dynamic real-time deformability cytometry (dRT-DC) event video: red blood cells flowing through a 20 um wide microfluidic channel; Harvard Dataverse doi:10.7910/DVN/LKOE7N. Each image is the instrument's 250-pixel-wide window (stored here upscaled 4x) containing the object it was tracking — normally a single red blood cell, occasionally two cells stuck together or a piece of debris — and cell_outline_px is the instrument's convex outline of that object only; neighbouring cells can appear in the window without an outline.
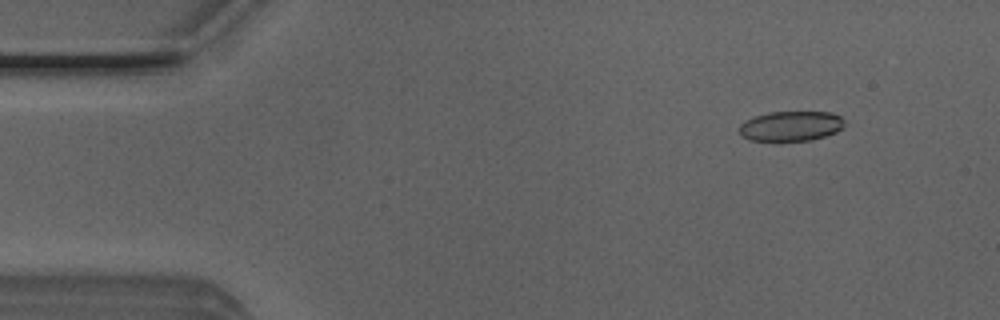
{"species": "Egyptian fruit bat (a non-hibernating species)", "species_latin": "Rousettus aegyptiacus", "temperature_condition": "room temperature", "stored_images_in_passage": 51, "camera_frame_rate_fps": 3000, "um_per_image_px": 0.085, "animal": {"sex": "male"}, "frame": {"image": 1, "passage_image": 6, "time_ms": 1.667, "image_size_px": [1000, 320], "cell_outline_px": [[844, 124], [836, 132], [812, 140], [776, 144], [748, 140], [740, 132], [740, 124], [756, 116], [768, 112], [832, 112], [840, 116], [844, 120]], "centroid_in_image_um": [67.2, 10.77], "position_along_channel_um": 17.8, "area_um2": 18.96}}
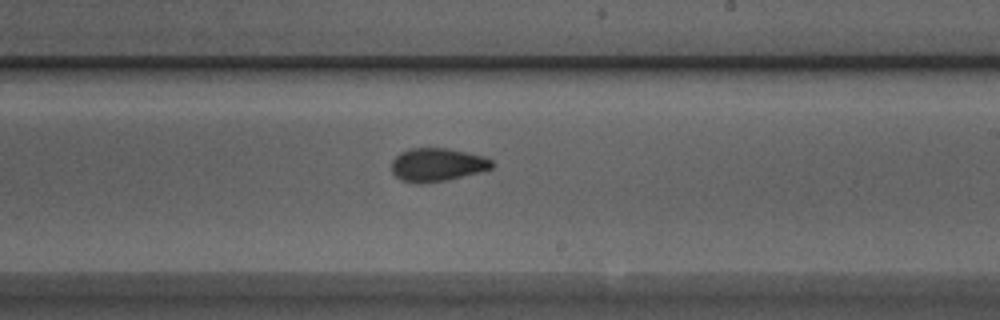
{"frame": {"image": 2, "passage_image": 30, "time_ms": 9.667, "image_size_px": [1000, 320], "cell_outline_px": [[496, 164], [492, 168], [444, 180], [420, 184], [416, 184], [400, 180], [392, 172], [392, 160], [400, 152], [412, 148], [448, 148], [484, 156], [492, 160]], "centroid_in_image_um": [37.14, 13.99], "position_along_channel_um": 251.9, "area_um2": 19.36}}
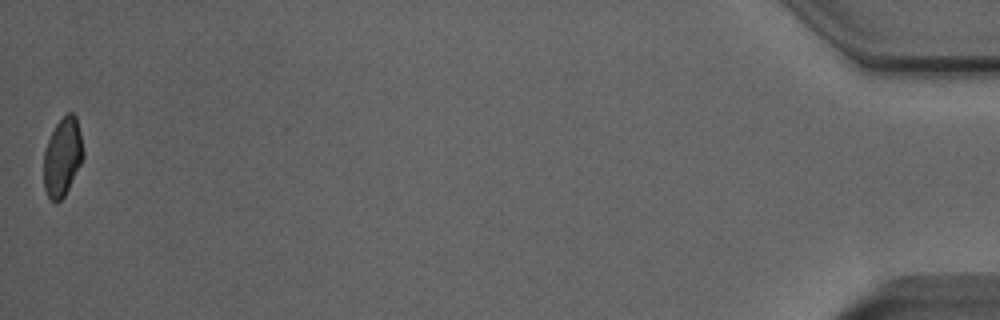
{"frame": {"image": 3, "passage_image": 51, "time_ms": 16.667, "image_size_px": [1000, 320], "cell_outline_px": [[84, 156], [64, 196], [56, 204], [48, 196], [44, 188], [44, 152], [48, 140], [56, 124], [68, 112], [72, 112], [76, 116], [80, 132], [84, 152]], "centroid_in_image_um": [5.31, 13.33], "position_along_channel_um": 429.9, "area_um2": 17.8}, "authors_computed_cell_mechanics": {"area_um2": 19.3052, "velocity_mm_per_s": 4.0362, "shape_relaxation_time_tau1_ms": 7.0444, "shape_relaxation_time_tau2_ms": 1.6235, "deformation_change_tau1": 0.1651, "deformation_change_tau2": 0.072}}